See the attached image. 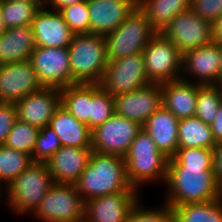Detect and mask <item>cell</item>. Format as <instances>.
I'll use <instances>...</instances> for the list:
<instances>
[{
    "label": "cell",
    "mask_w": 222,
    "mask_h": 222,
    "mask_svg": "<svg viewBox=\"0 0 222 222\" xmlns=\"http://www.w3.org/2000/svg\"><path fill=\"white\" fill-rule=\"evenodd\" d=\"M164 199L172 208L186 203L215 201L222 197L213 168L168 166Z\"/></svg>",
    "instance_id": "obj_1"
},
{
    "label": "cell",
    "mask_w": 222,
    "mask_h": 222,
    "mask_svg": "<svg viewBox=\"0 0 222 222\" xmlns=\"http://www.w3.org/2000/svg\"><path fill=\"white\" fill-rule=\"evenodd\" d=\"M74 185L84 202L124 190H137L128 182L124 157L94 151Z\"/></svg>",
    "instance_id": "obj_2"
},
{
    "label": "cell",
    "mask_w": 222,
    "mask_h": 222,
    "mask_svg": "<svg viewBox=\"0 0 222 222\" xmlns=\"http://www.w3.org/2000/svg\"><path fill=\"white\" fill-rule=\"evenodd\" d=\"M124 158L128 182L133 188L138 190L141 185L154 183L158 179L166 182L169 157L156 146L143 128L132 141Z\"/></svg>",
    "instance_id": "obj_3"
},
{
    "label": "cell",
    "mask_w": 222,
    "mask_h": 222,
    "mask_svg": "<svg viewBox=\"0 0 222 222\" xmlns=\"http://www.w3.org/2000/svg\"><path fill=\"white\" fill-rule=\"evenodd\" d=\"M72 85L99 84L108 64L103 35L75 34L68 47Z\"/></svg>",
    "instance_id": "obj_4"
},
{
    "label": "cell",
    "mask_w": 222,
    "mask_h": 222,
    "mask_svg": "<svg viewBox=\"0 0 222 222\" xmlns=\"http://www.w3.org/2000/svg\"><path fill=\"white\" fill-rule=\"evenodd\" d=\"M54 185L45 162H33L5 187L6 203L17 215L33 214Z\"/></svg>",
    "instance_id": "obj_5"
},
{
    "label": "cell",
    "mask_w": 222,
    "mask_h": 222,
    "mask_svg": "<svg viewBox=\"0 0 222 222\" xmlns=\"http://www.w3.org/2000/svg\"><path fill=\"white\" fill-rule=\"evenodd\" d=\"M156 33L145 13L136 7L118 28L104 36L108 61L142 53Z\"/></svg>",
    "instance_id": "obj_6"
},
{
    "label": "cell",
    "mask_w": 222,
    "mask_h": 222,
    "mask_svg": "<svg viewBox=\"0 0 222 222\" xmlns=\"http://www.w3.org/2000/svg\"><path fill=\"white\" fill-rule=\"evenodd\" d=\"M84 208L74 184L54 183L33 214L40 222H84Z\"/></svg>",
    "instance_id": "obj_7"
},
{
    "label": "cell",
    "mask_w": 222,
    "mask_h": 222,
    "mask_svg": "<svg viewBox=\"0 0 222 222\" xmlns=\"http://www.w3.org/2000/svg\"><path fill=\"white\" fill-rule=\"evenodd\" d=\"M142 54L151 83L163 84L181 78L182 53L160 33L150 39Z\"/></svg>",
    "instance_id": "obj_8"
},
{
    "label": "cell",
    "mask_w": 222,
    "mask_h": 222,
    "mask_svg": "<svg viewBox=\"0 0 222 222\" xmlns=\"http://www.w3.org/2000/svg\"><path fill=\"white\" fill-rule=\"evenodd\" d=\"M142 53L109 61L99 85L113 97L149 85Z\"/></svg>",
    "instance_id": "obj_9"
},
{
    "label": "cell",
    "mask_w": 222,
    "mask_h": 222,
    "mask_svg": "<svg viewBox=\"0 0 222 222\" xmlns=\"http://www.w3.org/2000/svg\"><path fill=\"white\" fill-rule=\"evenodd\" d=\"M141 129L140 123L114 113L92 130L91 148L94 152L125 157Z\"/></svg>",
    "instance_id": "obj_10"
},
{
    "label": "cell",
    "mask_w": 222,
    "mask_h": 222,
    "mask_svg": "<svg viewBox=\"0 0 222 222\" xmlns=\"http://www.w3.org/2000/svg\"><path fill=\"white\" fill-rule=\"evenodd\" d=\"M160 34L170 40L182 54L213 42L212 23L191 9L172 19Z\"/></svg>",
    "instance_id": "obj_11"
},
{
    "label": "cell",
    "mask_w": 222,
    "mask_h": 222,
    "mask_svg": "<svg viewBox=\"0 0 222 222\" xmlns=\"http://www.w3.org/2000/svg\"><path fill=\"white\" fill-rule=\"evenodd\" d=\"M30 62L42 87L62 89L72 85L68 48L36 46Z\"/></svg>",
    "instance_id": "obj_12"
},
{
    "label": "cell",
    "mask_w": 222,
    "mask_h": 222,
    "mask_svg": "<svg viewBox=\"0 0 222 222\" xmlns=\"http://www.w3.org/2000/svg\"><path fill=\"white\" fill-rule=\"evenodd\" d=\"M221 62L222 46L213 42L189 50L182 54L181 79L189 81V75L196 78L193 82L197 84H220Z\"/></svg>",
    "instance_id": "obj_13"
},
{
    "label": "cell",
    "mask_w": 222,
    "mask_h": 222,
    "mask_svg": "<svg viewBox=\"0 0 222 222\" xmlns=\"http://www.w3.org/2000/svg\"><path fill=\"white\" fill-rule=\"evenodd\" d=\"M162 106V88L159 83L114 96V113L143 125Z\"/></svg>",
    "instance_id": "obj_14"
},
{
    "label": "cell",
    "mask_w": 222,
    "mask_h": 222,
    "mask_svg": "<svg viewBox=\"0 0 222 222\" xmlns=\"http://www.w3.org/2000/svg\"><path fill=\"white\" fill-rule=\"evenodd\" d=\"M41 88L30 60L0 65V102L16 103Z\"/></svg>",
    "instance_id": "obj_15"
},
{
    "label": "cell",
    "mask_w": 222,
    "mask_h": 222,
    "mask_svg": "<svg viewBox=\"0 0 222 222\" xmlns=\"http://www.w3.org/2000/svg\"><path fill=\"white\" fill-rule=\"evenodd\" d=\"M138 193V190H124L87 200L84 222H125L130 209L140 198Z\"/></svg>",
    "instance_id": "obj_16"
},
{
    "label": "cell",
    "mask_w": 222,
    "mask_h": 222,
    "mask_svg": "<svg viewBox=\"0 0 222 222\" xmlns=\"http://www.w3.org/2000/svg\"><path fill=\"white\" fill-rule=\"evenodd\" d=\"M17 117L39 129L48 126L56 110L61 106L60 89L42 87L16 103Z\"/></svg>",
    "instance_id": "obj_17"
},
{
    "label": "cell",
    "mask_w": 222,
    "mask_h": 222,
    "mask_svg": "<svg viewBox=\"0 0 222 222\" xmlns=\"http://www.w3.org/2000/svg\"><path fill=\"white\" fill-rule=\"evenodd\" d=\"M90 33L107 35L138 7V0H87Z\"/></svg>",
    "instance_id": "obj_18"
},
{
    "label": "cell",
    "mask_w": 222,
    "mask_h": 222,
    "mask_svg": "<svg viewBox=\"0 0 222 222\" xmlns=\"http://www.w3.org/2000/svg\"><path fill=\"white\" fill-rule=\"evenodd\" d=\"M47 7H41L31 23L36 46L68 48L74 34L61 13Z\"/></svg>",
    "instance_id": "obj_19"
},
{
    "label": "cell",
    "mask_w": 222,
    "mask_h": 222,
    "mask_svg": "<svg viewBox=\"0 0 222 222\" xmlns=\"http://www.w3.org/2000/svg\"><path fill=\"white\" fill-rule=\"evenodd\" d=\"M92 148L61 146L47 161L55 184H75L88 165Z\"/></svg>",
    "instance_id": "obj_20"
},
{
    "label": "cell",
    "mask_w": 222,
    "mask_h": 222,
    "mask_svg": "<svg viewBox=\"0 0 222 222\" xmlns=\"http://www.w3.org/2000/svg\"><path fill=\"white\" fill-rule=\"evenodd\" d=\"M177 79L161 84L162 106L179 120L195 116L198 88L201 84Z\"/></svg>",
    "instance_id": "obj_21"
},
{
    "label": "cell",
    "mask_w": 222,
    "mask_h": 222,
    "mask_svg": "<svg viewBox=\"0 0 222 222\" xmlns=\"http://www.w3.org/2000/svg\"><path fill=\"white\" fill-rule=\"evenodd\" d=\"M178 125L179 119L161 106L148 118L142 128L156 146L171 158L178 149Z\"/></svg>",
    "instance_id": "obj_22"
},
{
    "label": "cell",
    "mask_w": 222,
    "mask_h": 222,
    "mask_svg": "<svg viewBox=\"0 0 222 222\" xmlns=\"http://www.w3.org/2000/svg\"><path fill=\"white\" fill-rule=\"evenodd\" d=\"M35 47L31 25L8 28L0 35V65L30 60Z\"/></svg>",
    "instance_id": "obj_23"
},
{
    "label": "cell",
    "mask_w": 222,
    "mask_h": 222,
    "mask_svg": "<svg viewBox=\"0 0 222 222\" xmlns=\"http://www.w3.org/2000/svg\"><path fill=\"white\" fill-rule=\"evenodd\" d=\"M48 126L59 137L62 146L77 148L92 146V130L75 119L62 105L56 110Z\"/></svg>",
    "instance_id": "obj_24"
},
{
    "label": "cell",
    "mask_w": 222,
    "mask_h": 222,
    "mask_svg": "<svg viewBox=\"0 0 222 222\" xmlns=\"http://www.w3.org/2000/svg\"><path fill=\"white\" fill-rule=\"evenodd\" d=\"M191 0H138L151 27L160 33L177 15L190 9Z\"/></svg>",
    "instance_id": "obj_25"
},
{
    "label": "cell",
    "mask_w": 222,
    "mask_h": 222,
    "mask_svg": "<svg viewBox=\"0 0 222 222\" xmlns=\"http://www.w3.org/2000/svg\"><path fill=\"white\" fill-rule=\"evenodd\" d=\"M211 126L205 124L197 116L179 120L178 147L183 148H215Z\"/></svg>",
    "instance_id": "obj_26"
},
{
    "label": "cell",
    "mask_w": 222,
    "mask_h": 222,
    "mask_svg": "<svg viewBox=\"0 0 222 222\" xmlns=\"http://www.w3.org/2000/svg\"><path fill=\"white\" fill-rule=\"evenodd\" d=\"M61 105L78 121L89 127L91 84H74L60 89Z\"/></svg>",
    "instance_id": "obj_27"
},
{
    "label": "cell",
    "mask_w": 222,
    "mask_h": 222,
    "mask_svg": "<svg viewBox=\"0 0 222 222\" xmlns=\"http://www.w3.org/2000/svg\"><path fill=\"white\" fill-rule=\"evenodd\" d=\"M173 222H222V197L215 201L175 206Z\"/></svg>",
    "instance_id": "obj_28"
},
{
    "label": "cell",
    "mask_w": 222,
    "mask_h": 222,
    "mask_svg": "<svg viewBox=\"0 0 222 222\" xmlns=\"http://www.w3.org/2000/svg\"><path fill=\"white\" fill-rule=\"evenodd\" d=\"M33 162L32 155L0 145V183L7 186Z\"/></svg>",
    "instance_id": "obj_29"
},
{
    "label": "cell",
    "mask_w": 222,
    "mask_h": 222,
    "mask_svg": "<svg viewBox=\"0 0 222 222\" xmlns=\"http://www.w3.org/2000/svg\"><path fill=\"white\" fill-rule=\"evenodd\" d=\"M46 3L1 0L0 12L6 28L31 25L35 13Z\"/></svg>",
    "instance_id": "obj_30"
},
{
    "label": "cell",
    "mask_w": 222,
    "mask_h": 222,
    "mask_svg": "<svg viewBox=\"0 0 222 222\" xmlns=\"http://www.w3.org/2000/svg\"><path fill=\"white\" fill-rule=\"evenodd\" d=\"M222 103V85L207 84L198 88L196 113L205 124L210 125L218 114Z\"/></svg>",
    "instance_id": "obj_31"
},
{
    "label": "cell",
    "mask_w": 222,
    "mask_h": 222,
    "mask_svg": "<svg viewBox=\"0 0 222 222\" xmlns=\"http://www.w3.org/2000/svg\"><path fill=\"white\" fill-rule=\"evenodd\" d=\"M114 114V97L99 84H91L89 128L95 129Z\"/></svg>",
    "instance_id": "obj_32"
},
{
    "label": "cell",
    "mask_w": 222,
    "mask_h": 222,
    "mask_svg": "<svg viewBox=\"0 0 222 222\" xmlns=\"http://www.w3.org/2000/svg\"><path fill=\"white\" fill-rule=\"evenodd\" d=\"M214 148L178 147L169 158L168 166H188L194 168H213Z\"/></svg>",
    "instance_id": "obj_33"
},
{
    "label": "cell",
    "mask_w": 222,
    "mask_h": 222,
    "mask_svg": "<svg viewBox=\"0 0 222 222\" xmlns=\"http://www.w3.org/2000/svg\"><path fill=\"white\" fill-rule=\"evenodd\" d=\"M39 131V128L17 119L4 145L32 155Z\"/></svg>",
    "instance_id": "obj_34"
},
{
    "label": "cell",
    "mask_w": 222,
    "mask_h": 222,
    "mask_svg": "<svg viewBox=\"0 0 222 222\" xmlns=\"http://www.w3.org/2000/svg\"><path fill=\"white\" fill-rule=\"evenodd\" d=\"M59 12L74 35L90 33V18L87 0L67 6Z\"/></svg>",
    "instance_id": "obj_35"
},
{
    "label": "cell",
    "mask_w": 222,
    "mask_h": 222,
    "mask_svg": "<svg viewBox=\"0 0 222 222\" xmlns=\"http://www.w3.org/2000/svg\"><path fill=\"white\" fill-rule=\"evenodd\" d=\"M140 199L130 209L125 222H173V208L166 202L162 207L147 209Z\"/></svg>",
    "instance_id": "obj_36"
},
{
    "label": "cell",
    "mask_w": 222,
    "mask_h": 222,
    "mask_svg": "<svg viewBox=\"0 0 222 222\" xmlns=\"http://www.w3.org/2000/svg\"><path fill=\"white\" fill-rule=\"evenodd\" d=\"M59 137L49 126L40 129L32 158L34 162H45L61 147Z\"/></svg>",
    "instance_id": "obj_37"
},
{
    "label": "cell",
    "mask_w": 222,
    "mask_h": 222,
    "mask_svg": "<svg viewBox=\"0 0 222 222\" xmlns=\"http://www.w3.org/2000/svg\"><path fill=\"white\" fill-rule=\"evenodd\" d=\"M190 9L213 23L222 14V0H191Z\"/></svg>",
    "instance_id": "obj_38"
},
{
    "label": "cell",
    "mask_w": 222,
    "mask_h": 222,
    "mask_svg": "<svg viewBox=\"0 0 222 222\" xmlns=\"http://www.w3.org/2000/svg\"><path fill=\"white\" fill-rule=\"evenodd\" d=\"M17 119L16 104L0 102V145L5 144L9 132Z\"/></svg>",
    "instance_id": "obj_39"
},
{
    "label": "cell",
    "mask_w": 222,
    "mask_h": 222,
    "mask_svg": "<svg viewBox=\"0 0 222 222\" xmlns=\"http://www.w3.org/2000/svg\"><path fill=\"white\" fill-rule=\"evenodd\" d=\"M213 171L217 183L222 187V143L214 148Z\"/></svg>",
    "instance_id": "obj_40"
},
{
    "label": "cell",
    "mask_w": 222,
    "mask_h": 222,
    "mask_svg": "<svg viewBox=\"0 0 222 222\" xmlns=\"http://www.w3.org/2000/svg\"><path fill=\"white\" fill-rule=\"evenodd\" d=\"M211 131L216 143H222V103L219 106V111L214 121L210 124Z\"/></svg>",
    "instance_id": "obj_41"
},
{
    "label": "cell",
    "mask_w": 222,
    "mask_h": 222,
    "mask_svg": "<svg viewBox=\"0 0 222 222\" xmlns=\"http://www.w3.org/2000/svg\"><path fill=\"white\" fill-rule=\"evenodd\" d=\"M212 40L222 46V14L212 23Z\"/></svg>",
    "instance_id": "obj_42"
},
{
    "label": "cell",
    "mask_w": 222,
    "mask_h": 222,
    "mask_svg": "<svg viewBox=\"0 0 222 222\" xmlns=\"http://www.w3.org/2000/svg\"><path fill=\"white\" fill-rule=\"evenodd\" d=\"M86 0H46V5H49L51 7V10L60 11L61 9L77 4L80 2H83Z\"/></svg>",
    "instance_id": "obj_43"
},
{
    "label": "cell",
    "mask_w": 222,
    "mask_h": 222,
    "mask_svg": "<svg viewBox=\"0 0 222 222\" xmlns=\"http://www.w3.org/2000/svg\"><path fill=\"white\" fill-rule=\"evenodd\" d=\"M7 30L5 24H4V21H3V17H2V14L0 12V35L5 32Z\"/></svg>",
    "instance_id": "obj_44"
},
{
    "label": "cell",
    "mask_w": 222,
    "mask_h": 222,
    "mask_svg": "<svg viewBox=\"0 0 222 222\" xmlns=\"http://www.w3.org/2000/svg\"><path fill=\"white\" fill-rule=\"evenodd\" d=\"M12 1H24L29 3H46V0H12Z\"/></svg>",
    "instance_id": "obj_45"
},
{
    "label": "cell",
    "mask_w": 222,
    "mask_h": 222,
    "mask_svg": "<svg viewBox=\"0 0 222 222\" xmlns=\"http://www.w3.org/2000/svg\"><path fill=\"white\" fill-rule=\"evenodd\" d=\"M2 187H3V188H2ZM4 187H5V186H3V184L0 183V202H1V199H2V195H3V194H2V193H3V189H5Z\"/></svg>",
    "instance_id": "obj_46"
},
{
    "label": "cell",
    "mask_w": 222,
    "mask_h": 222,
    "mask_svg": "<svg viewBox=\"0 0 222 222\" xmlns=\"http://www.w3.org/2000/svg\"><path fill=\"white\" fill-rule=\"evenodd\" d=\"M220 85H222V62H221V68H220Z\"/></svg>",
    "instance_id": "obj_47"
}]
</instances>
